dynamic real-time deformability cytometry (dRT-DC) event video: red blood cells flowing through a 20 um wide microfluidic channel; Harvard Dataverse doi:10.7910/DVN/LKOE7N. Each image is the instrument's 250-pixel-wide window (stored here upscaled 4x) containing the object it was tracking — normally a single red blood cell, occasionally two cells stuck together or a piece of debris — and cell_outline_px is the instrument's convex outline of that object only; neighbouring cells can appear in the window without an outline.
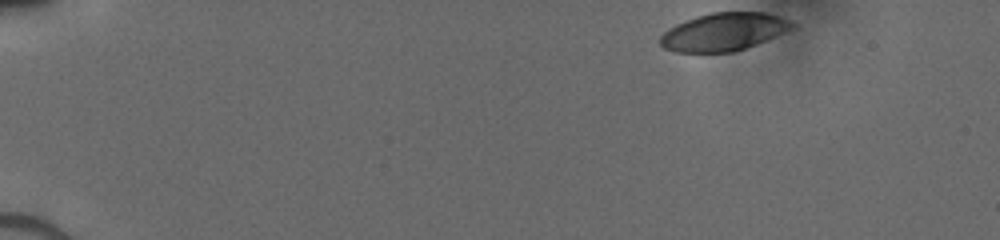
{"species": "human", "species_latin": "Homo sapiens", "temperature_condition": "cold", "stored_images_in_passage": 45, "camera_frame_rate_fps": 3000, "um_per_image_px": 0.085, "donor": {"sex": "male"}, "frame": {"image": 1, "passage_image": 1, "time_ms": 0.0, "image_size_px": [1000, 240], "cell_outline_px": [[796, 24], [792, 28], [784, 32], [756, 44], [732, 52], [676, 52], [664, 48], [660, 44], [660, 36], [668, 28], [684, 20], [696, 16], [712, 12], [764, 12], [792, 20]], "centroid_in_image_um": [61.49, 2.7], "position_along_channel_um": 23.5, "area_um2": 29.02}}
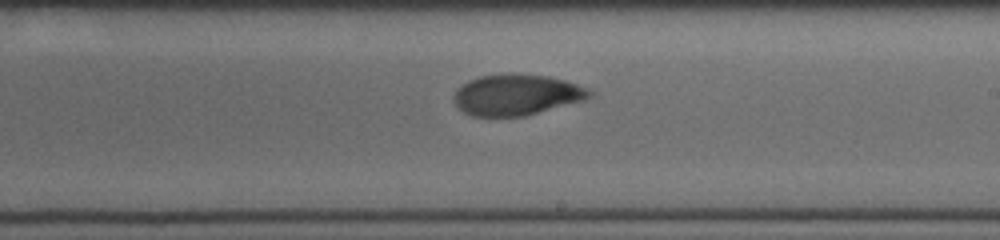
{"frame": {"image": 2, "passage_image": 26, "time_ms": 8.333, "image_size_px": [1000, 240], "cell_outline_px": [[592, 96], [584, 100], [524, 116], [472, 116], [464, 112], [452, 100], [452, 96], [456, 88], [460, 84], [468, 80], [480, 76], [548, 76], [564, 80], [588, 88], [592, 92]], "centroid_in_image_um": [43.87, 8.09], "position_along_channel_um": 245.1, "area_um2": 31.67}}
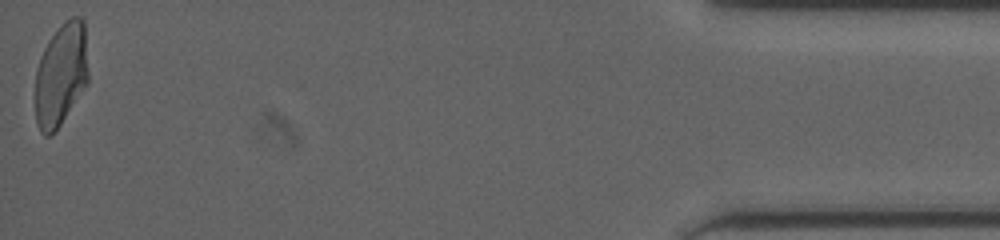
{"frame": {"image": 3, "passage_image": 45, "time_ms": 14.667, "image_size_px": [1000, 240], "cell_outline_px": [[88, 84], [60, 124], [48, 136], [44, 136], [40, 132], [36, 124], [36, 68], [40, 56], [48, 40], [72, 16], [80, 16], [84, 20], [88, 72]], "centroid_in_image_um": [5.19, 6.35], "position_along_channel_um": 430.0, "area_um2": 31.62}}